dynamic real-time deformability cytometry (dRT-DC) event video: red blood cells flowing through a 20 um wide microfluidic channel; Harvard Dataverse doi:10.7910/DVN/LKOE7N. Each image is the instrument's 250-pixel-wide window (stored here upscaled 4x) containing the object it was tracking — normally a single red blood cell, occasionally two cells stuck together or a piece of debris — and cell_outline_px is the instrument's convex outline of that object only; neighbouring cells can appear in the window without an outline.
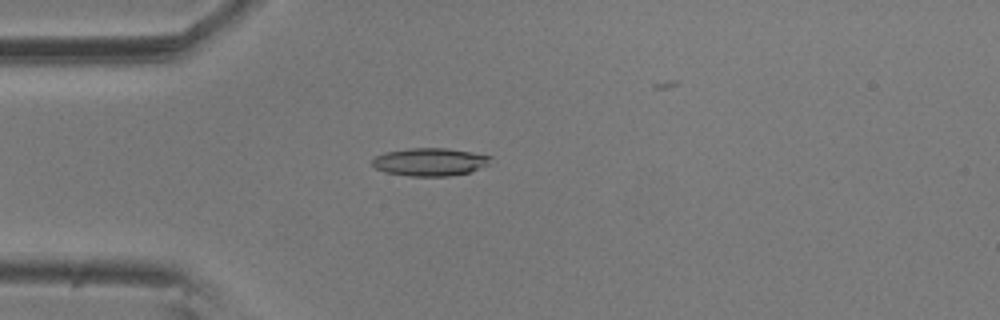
{"species": "common noctule bat (a hibernating species)", "species_latin": "Nyctalus noctula", "temperature_condition": "room temperature", "stored_images_in_passage": 6, "camera_frame_rate_fps": 3000, "um_per_image_px": 0.085, "animal": {"sex": "male", "body_mass_g": 20.5, "forearm_length_mm": 52.5}, "frame": {"image": 1, "passage_image": 5, "time_ms": 1.333, "image_size_px": [1000, 320], "cell_outline_px": [[492, 156], [488, 164], [472, 172], [448, 176], [408, 176], [384, 172], [376, 168], [372, 164], [372, 160], [376, 156], [384, 152], [408, 148], [448, 148], [472, 152]], "centroid_in_image_um": [36.54, 13.76], "position_along_channel_um": 48.5, "area_um2": 19.36}}